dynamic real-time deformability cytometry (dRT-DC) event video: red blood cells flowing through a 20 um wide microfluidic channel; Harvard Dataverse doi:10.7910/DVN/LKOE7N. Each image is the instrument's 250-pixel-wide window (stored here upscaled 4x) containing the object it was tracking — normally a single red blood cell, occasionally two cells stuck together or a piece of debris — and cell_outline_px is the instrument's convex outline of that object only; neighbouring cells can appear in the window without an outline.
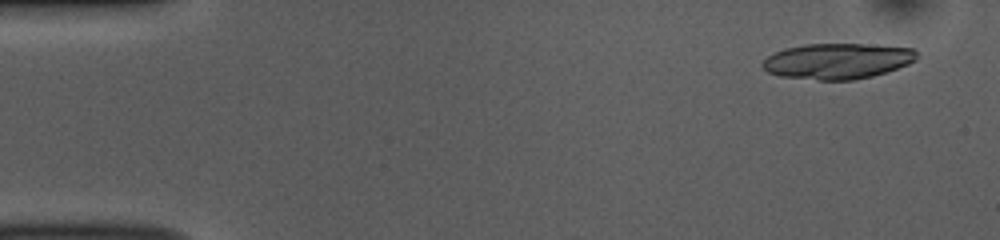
{"species": "common noctule bat (a hibernating species)", "species_latin": "Nyctalus noctula", "temperature_condition": "room temperature", "stored_images_in_passage": 15, "camera_frame_rate_fps": 3000, "um_per_image_px": 0.085, "animal": {"sex": "female", "body_mass_g": 10.0, "forearm_length_mm": 53.1}, "frame": {"image": 1, "passage_image": 1, "time_ms": 0.0, "image_size_px": [1000, 240], "cell_outline_px": [[916, 60], [908, 64], [872, 76], [852, 80], [820, 80], [780, 76], [768, 72], [760, 64], [768, 56], [784, 48], [804, 44], [860, 44], [916, 48]], "centroid_in_image_um": [71.16, 5.18], "position_along_channel_um": 13.8, "area_um2": 31.91}}